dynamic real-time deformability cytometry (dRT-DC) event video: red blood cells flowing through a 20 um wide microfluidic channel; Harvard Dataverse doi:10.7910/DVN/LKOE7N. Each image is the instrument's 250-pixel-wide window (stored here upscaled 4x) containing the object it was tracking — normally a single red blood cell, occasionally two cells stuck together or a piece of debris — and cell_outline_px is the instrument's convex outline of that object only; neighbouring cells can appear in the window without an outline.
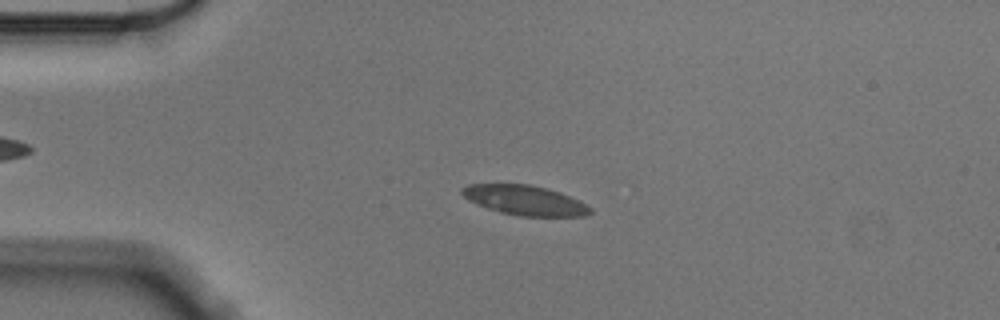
{"species": "Egyptian fruit bat (a non-hibernating species)", "species_latin": "Rousettus aegyptiacus", "temperature_condition": "cold", "stored_images_in_passage": 51, "camera_frame_rate_fps": 3000, "um_per_image_px": 0.085, "animal": {"sex": "male"}, "frame": {"image": 1, "passage_image": 8, "time_ms": 2.333, "image_size_px": [1000, 320], "cell_outline_px": [[592, 212], [584, 216], [520, 216], [500, 212], [476, 204], [468, 200], [460, 192], [460, 188], [468, 184], [532, 184], [548, 188], [560, 192], [580, 200], [592, 208]], "centroid_in_image_um": [44.62, 17.01], "position_along_channel_um": 40.4, "area_um2": 22.43}}
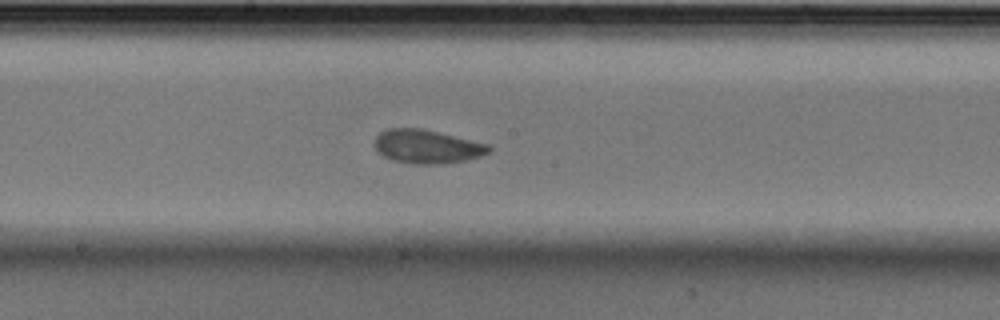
{"frame": {"image": 2, "passage_image": 25, "time_ms": 8.0, "image_size_px": [1000, 320], "cell_outline_px": [[492, 152], [468, 160], [444, 164], [412, 164], [392, 160], [376, 152], [376, 136], [380, 132], [388, 128], [420, 128], [488, 144], [492, 148]], "centroid_in_image_um": [36.31, 12.47], "position_along_channel_um": 211.9, "area_um2": 22.48}}
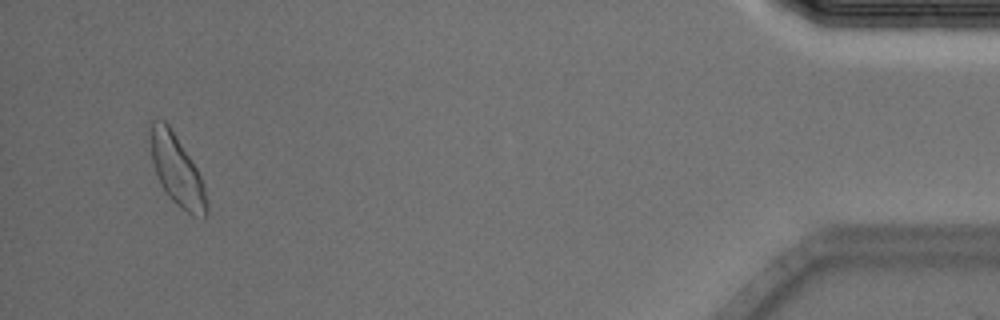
{"frame": {"image": 3, "passage_image": 49, "time_ms": 16.0, "image_size_px": [1000, 320], "cell_outline_px": [[208, 216], [204, 220], [192, 216], [180, 208], [168, 196], [156, 172], [152, 160], [152, 120], [164, 120], [168, 124], [196, 168], [204, 184], [208, 204]], "centroid_in_image_um": [15.11, 14.6], "position_along_channel_um": 420.1, "area_um2": 22.6}, "authors_computed_cell_mechanics": {"area_um2": 22.542, "velocity_mm_per_s": 3.5212, "shape_relaxation_time_tau1_ms": 6.7293, "shape_relaxation_time_tau2_ms": 2.0454, "deformation_change_tau1": 0.108, "deformation_change_tau2": 0.0479}}